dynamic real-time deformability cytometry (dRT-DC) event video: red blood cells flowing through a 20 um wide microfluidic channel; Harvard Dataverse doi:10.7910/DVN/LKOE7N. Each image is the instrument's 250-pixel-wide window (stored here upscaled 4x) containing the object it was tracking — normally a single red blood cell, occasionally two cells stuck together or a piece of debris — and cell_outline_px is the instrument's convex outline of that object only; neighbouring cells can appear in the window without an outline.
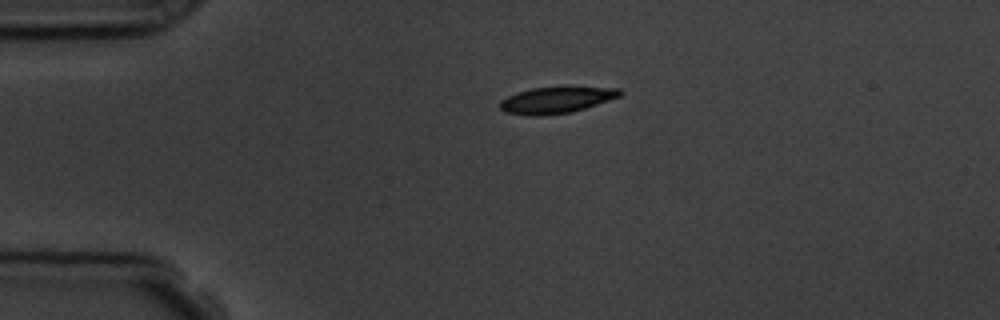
{"species": "common noctule bat (a hibernating species)", "species_latin": "Nyctalus noctula", "temperature_condition": "room temperature", "stored_images_in_passage": 2, "camera_frame_rate_fps": 3000, "um_per_image_px": 0.085, "animal": {"sex": "male", "body_mass_g": 19.5, "forearm_length_mm": 54.6}, "frame": {"image": 1, "passage_image": 1, "time_ms": 0.0, "image_size_px": [1000, 320], "cell_outline_px": [[624, 92], [620, 96], [572, 112], [540, 116], [532, 116], [504, 112], [500, 108], [500, 100], [508, 96], [532, 88], [560, 84], [568, 84], [620, 88]], "centroid_in_image_um": [47.35, 8.44], "position_along_channel_um": 37.7, "area_um2": 19.31}}